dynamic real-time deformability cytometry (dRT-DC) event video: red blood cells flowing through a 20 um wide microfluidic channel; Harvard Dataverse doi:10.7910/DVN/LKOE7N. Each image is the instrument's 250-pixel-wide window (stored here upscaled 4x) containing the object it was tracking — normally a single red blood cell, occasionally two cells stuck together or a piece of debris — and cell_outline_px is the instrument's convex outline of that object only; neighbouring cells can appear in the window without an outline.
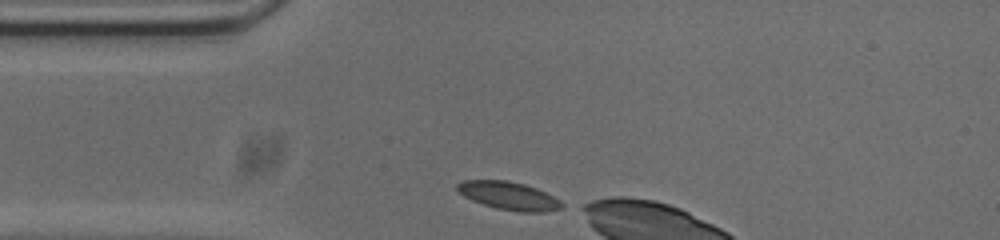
{"species": "common noctule bat (a hibernating species)", "species_latin": "Nyctalus noctula", "temperature_condition": "cold", "stored_images_in_passage": 4, "camera_frame_rate_fps": 3000, "um_per_image_px": 0.085, "animal": {"sex": "male", "body_mass_g": 20.0, "forearm_length_mm": 53.3}, "frame": {"image": 1, "passage_image": 1, "time_ms": 0.0, "image_size_px": [1000, 240], "cell_outline_px": [[568, 204], [560, 208], [544, 212], [520, 212], [496, 208], [472, 200], [464, 196], [456, 188], [456, 184], [464, 180], [508, 180], [524, 184], [536, 188]], "centroid_in_image_um": [43.27, 16.64], "position_along_channel_um": 41.7, "area_um2": 17.05}}